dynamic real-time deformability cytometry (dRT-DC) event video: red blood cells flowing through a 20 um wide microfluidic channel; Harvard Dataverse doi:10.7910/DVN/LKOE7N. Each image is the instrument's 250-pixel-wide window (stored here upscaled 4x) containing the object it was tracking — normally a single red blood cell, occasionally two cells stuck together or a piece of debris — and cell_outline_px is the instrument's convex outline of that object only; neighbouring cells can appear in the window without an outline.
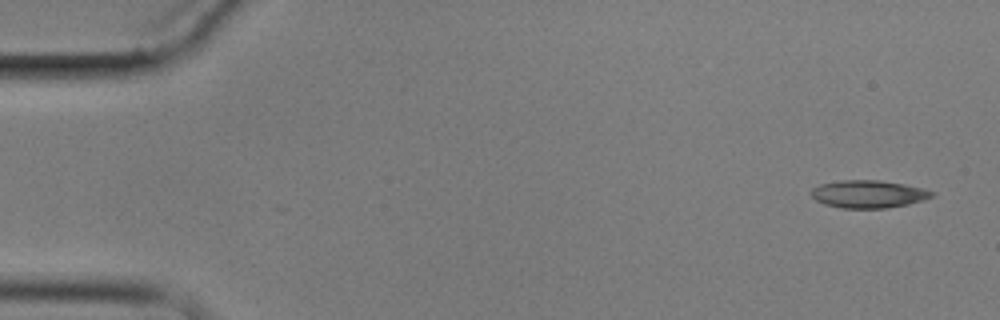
{"species": "common noctule bat (a hibernating species)", "species_latin": "Nyctalus noctula", "temperature_condition": "cold", "stored_images_in_passage": 6, "camera_frame_rate_fps": 3000, "um_per_image_px": 0.085, "animal": {"sex": "male", "body_mass_g": 17.9}, "frame": {"image": 1, "passage_image": 1, "time_ms": 0.0, "image_size_px": [1000, 320], "cell_outline_px": [[936, 192], [932, 196], [924, 200], [908, 204], [888, 208], [840, 208], [824, 204], [816, 200], [812, 196], [812, 188], [820, 184], [840, 180], [880, 180], [904, 184], [924, 188]], "centroid_in_image_um": [73.83, 16.49], "position_along_channel_um": 11.2, "area_um2": 19.54}}
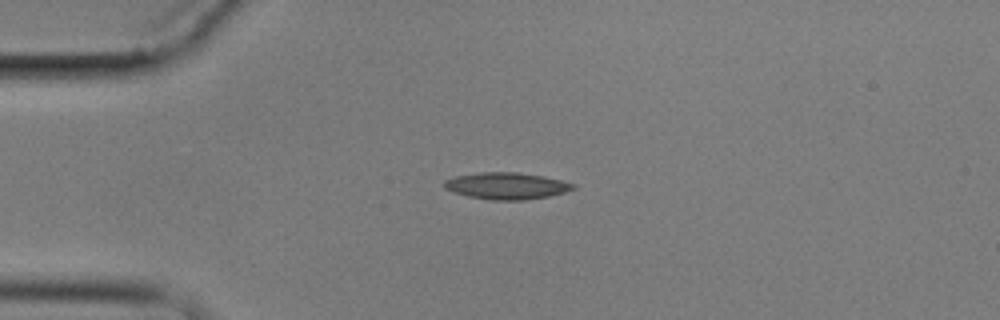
{"frame": {"image": 2, "passage_image": 4, "time_ms": 3.667, "image_size_px": [1000, 320], "cell_outline_px": [[576, 188], [564, 192], [548, 196], [524, 200], [492, 200], [468, 196], [444, 188], [444, 180], [456, 176], [480, 172], [516, 172], [544, 176], [576, 184]], "centroid_in_image_um": [43.07, 15.79], "position_along_channel_um": 41.9, "area_um2": 19.94}}
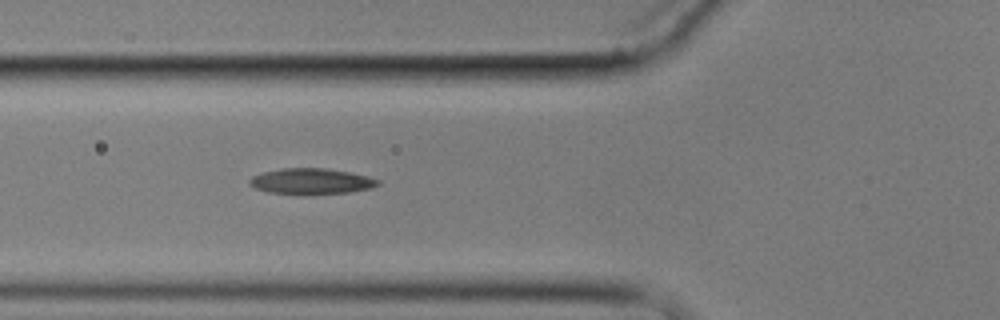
{"frame": {"image": 3, "passage_image": 6, "time_ms": 6.0, "image_size_px": [1000, 320], "cell_outline_px": [[380, 184], [372, 188], [348, 192], [304, 196], [268, 192], [256, 188], [248, 184], [248, 180], [252, 176], [264, 172], [280, 168], [324, 168], [348, 172], [368, 176], [380, 180]], "centroid_in_image_um": [26.44, 15.43], "position_along_channel_um": 99.4, "area_um2": 19.71}}